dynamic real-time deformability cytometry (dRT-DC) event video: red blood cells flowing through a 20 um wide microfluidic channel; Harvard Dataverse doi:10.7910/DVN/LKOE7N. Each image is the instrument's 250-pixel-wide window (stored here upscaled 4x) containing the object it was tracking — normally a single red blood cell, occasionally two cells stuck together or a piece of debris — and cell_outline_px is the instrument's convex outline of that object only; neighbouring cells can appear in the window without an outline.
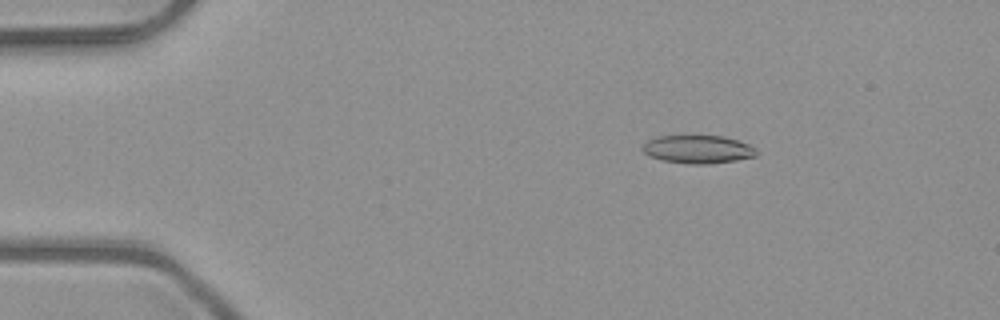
{"species": "common noctule bat (a hibernating species)", "species_latin": "Nyctalus noctula", "temperature_condition": "room temperature", "stored_images_in_passage": 4, "camera_frame_rate_fps": 3000, "um_per_image_px": 0.085, "animal": {"sex": "male", "body_mass_g": 23.1, "forearm_length_mm": 52.7}, "frame": {"image": 1, "passage_image": 2, "time_ms": 0.333, "image_size_px": [1000, 320], "cell_outline_px": [[756, 156], [736, 160], [704, 164], [692, 164], [660, 160], [648, 156], [640, 148], [648, 140], [656, 136], [724, 136], [748, 144], [756, 148]], "centroid_in_image_um": [59.28, 12.69], "position_along_channel_um": 25.7, "area_um2": 18.61}}